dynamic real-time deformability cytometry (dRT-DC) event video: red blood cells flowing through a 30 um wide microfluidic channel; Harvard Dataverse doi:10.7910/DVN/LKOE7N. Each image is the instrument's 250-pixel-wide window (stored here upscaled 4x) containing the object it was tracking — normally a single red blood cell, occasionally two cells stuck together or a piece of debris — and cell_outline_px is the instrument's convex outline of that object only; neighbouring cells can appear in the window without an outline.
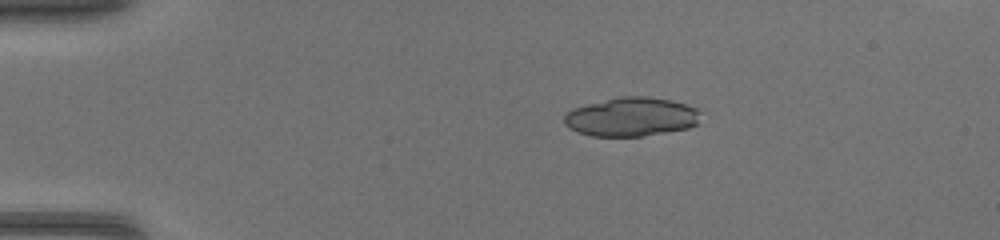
{"species": "common noctule bat (a hibernating species)", "species_latin": "Nyctalus noctula", "temperature_condition": "warm", "stored_images_in_passage": 37, "camera_frame_rate_fps": 3000, "um_per_image_px": 0.085, "animal": {"sex": "female", "body_mass_g": 17.0, "forearm_length_mm": 48.0}, "frame": {"image": 1, "passage_image": 1, "time_ms": 0.0, "image_size_px": [1000, 240], "cell_outline_px": [[700, 112], [696, 124], [688, 128], [644, 136], [592, 136], [580, 132], [564, 124], [564, 116], [572, 108], [620, 96], [644, 96], [672, 100], [688, 104], [696, 108]], "centroid_in_image_um": [53.68, 9.92], "position_along_channel_um": 31.3, "area_um2": 30.75}}